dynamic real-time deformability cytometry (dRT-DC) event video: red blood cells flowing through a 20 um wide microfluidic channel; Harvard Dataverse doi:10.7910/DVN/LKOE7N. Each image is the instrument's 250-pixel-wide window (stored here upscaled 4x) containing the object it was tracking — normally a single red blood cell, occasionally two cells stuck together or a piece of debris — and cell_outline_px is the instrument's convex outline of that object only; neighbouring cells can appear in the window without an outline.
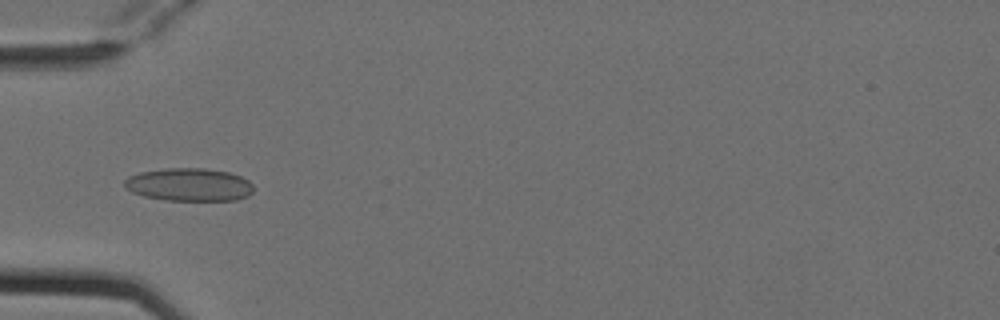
{"species": "Egyptian fruit bat (a non-hibernating species)", "species_latin": "Rousettus aegyptiacus", "temperature_condition": "cold", "stored_images_in_passage": 4, "camera_frame_rate_fps": 3000, "um_per_image_px": 0.085, "animal": {"sex": "female"}, "frame": {"image": 1, "passage_image": 4, "time_ms": 1.0, "image_size_px": [1000, 320], "cell_outline_px": [[252, 192], [248, 196], [236, 200], [164, 200], [144, 196], [132, 192], [124, 188], [124, 180], [128, 176], [140, 172], [164, 168], [204, 168], [228, 172], [240, 176], [248, 180], [252, 184]], "centroid_in_image_um": [16.04, 15.69], "position_along_channel_um": 69.0, "area_um2": 24.85}}